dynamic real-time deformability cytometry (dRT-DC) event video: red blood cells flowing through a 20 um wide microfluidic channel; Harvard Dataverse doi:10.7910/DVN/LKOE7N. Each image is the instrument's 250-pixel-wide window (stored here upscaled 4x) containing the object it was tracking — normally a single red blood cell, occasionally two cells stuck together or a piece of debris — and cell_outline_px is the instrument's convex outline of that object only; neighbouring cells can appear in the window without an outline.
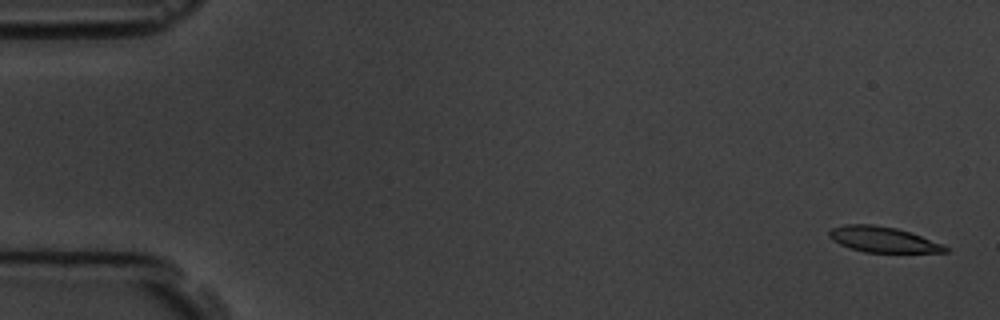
{"species": "common noctule bat (a hibernating species)", "species_latin": "Nyctalus noctula", "temperature_condition": "room temperature", "stored_images_in_passage": 6, "camera_frame_rate_fps": 3000, "um_per_image_px": 0.085, "animal": {"sex": "male", "body_mass_g": 19.5, "forearm_length_mm": 54.6}, "frame": {"image": 1, "passage_image": 1, "time_ms": 0.0, "image_size_px": [1000, 320], "cell_outline_px": [[948, 252], [864, 252], [840, 244], [832, 240], [828, 236], [828, 232], [832, 228], [844, 224], [872, 224], [896, 228], [944, 244], [948, 248]], "centroid_in_image_um": [75.02, 20.35], "position_along_channel_um": 10.0, "area_um2": 17.11}}